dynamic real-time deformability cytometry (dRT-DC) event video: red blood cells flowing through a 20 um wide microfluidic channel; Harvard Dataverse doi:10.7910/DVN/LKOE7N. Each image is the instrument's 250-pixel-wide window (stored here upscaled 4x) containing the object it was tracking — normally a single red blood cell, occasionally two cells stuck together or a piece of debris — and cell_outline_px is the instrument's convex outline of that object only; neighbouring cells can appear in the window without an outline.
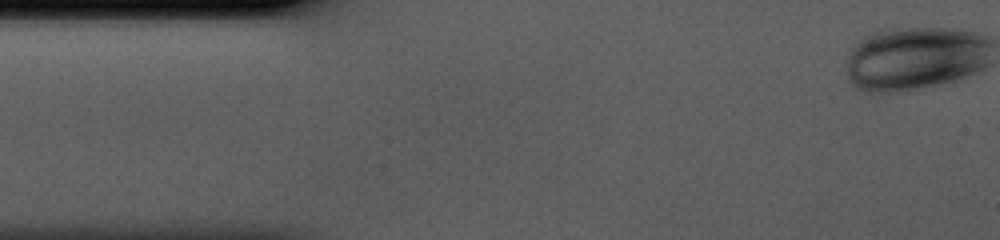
{"species": "human", "species_latin": "Homo sapiens", "temperature_condition": "cold", "stored_images_in_passage": 43, "camera_frame_rate_fps": 3000, "um_per_image_px": 0.085, "donor": {"sex": "male"}, "frame": {"image": 1, "passage_image": 1, "time_ms": 0.0, "image_size_px": [1000, 240], "cell_outline_px": [[976, 40], [972, 68], [964, 72], [940, 80], [920, 84], [860, 84], [856, 80], [852, 72], [856, 52], [860, 48], [884, 36], [904, 32], [932, 32], [960, 36]], "centroid_in_image_um": [77.63, 4.97], "position_along_channel_um": 7.4, "area_um2": 38.44}}
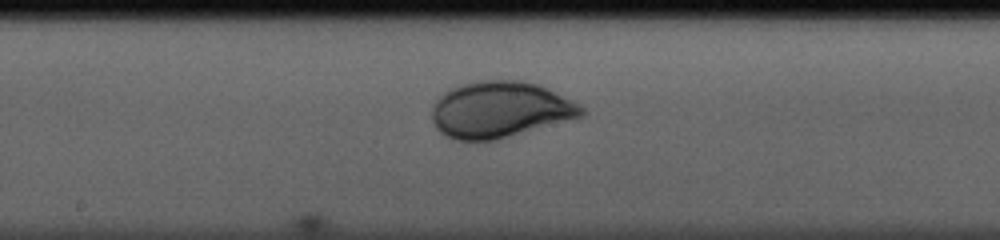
{"frame": {"image": 2, "passage_image": 22, "time_ms": 7.0, "image_size_px": [1000, 240], "cell_outline_px": [[580, 112], [572, 116], [488, 140], [464, 140], [452, 136], [444, 132], [436, 124], [436, 104], [444, 96], [460, 88], [472, 84], [532, 84], [580, 108]], "centroid_in_image_um": [42.38, 9.38], "position_along_channel_um": 205.8, "area_um2": 42.08}}
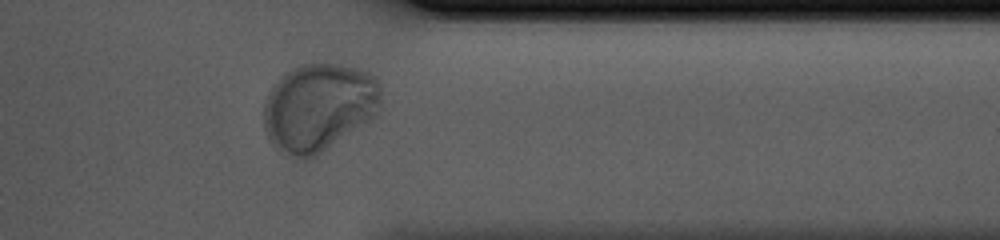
{"frame": {"image": 3, "passage_image": 35, "time_ms": 11.333, "image_size_px": [1000, 240], "cell_outline_px": [[372, 100], [316, 148], [308, 152], [296, 152], [288, 148], [276, 136], [272, 128], [272, 104], [280, 88], [292, 76], [300, 72], [312, 68], [332, 68], [352, 72], [364, 80], [372, 96]], "centroid_in_image_um": [26.92, 9.04], "position_along_channel_um": 384.5, "area_um2": 42.19}}